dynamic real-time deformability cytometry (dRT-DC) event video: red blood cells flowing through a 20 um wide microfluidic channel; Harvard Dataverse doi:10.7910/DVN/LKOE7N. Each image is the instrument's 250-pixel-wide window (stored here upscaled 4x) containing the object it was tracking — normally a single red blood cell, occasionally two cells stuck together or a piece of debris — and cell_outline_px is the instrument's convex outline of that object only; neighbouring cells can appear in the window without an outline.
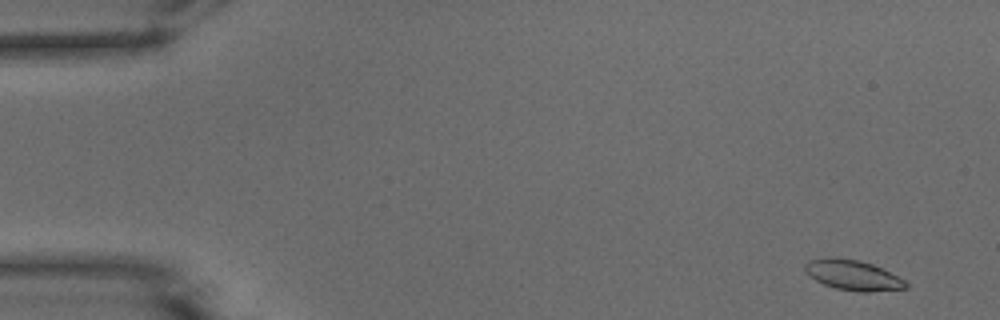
{"species": "common noctule bat (a hibernating species)", "species_latin": "Nyctalus noctula", "temperature_condition": "warm", "stored_images_in_passage": 52, "camera_frame_rate_fps": 3000, "um_per_image_px": 0.085, "animal": {"sex": "male", "body_mass_g": 15.6}, "frame": {"image": 1, "passage_image": 2, "time_ms": 0.333, "image_size_px": [1000, 320], "cell_outline_px": [[908, 288], [868, 292], [860, 292], [836, 288], [824, 284], [808, 276], [804, 272], [804, 264], [808, 260], [828, 256], [860, 260], [872, 264], [904, 280], [908, 284]], "centroid_in_image_um": [72.43, 23.37], "position_along_channel_um": 12.6, "area_um2": 17.8}}
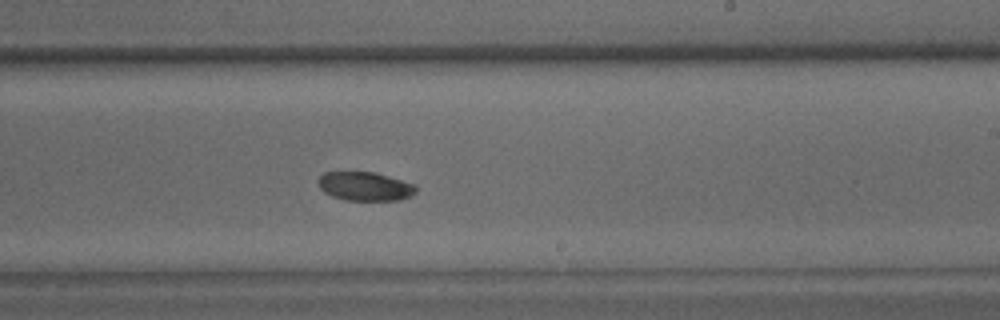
{"frame": {"image": 2, "passage_image": 31, "time_ms": 10.0, "image_size_px": [1000, 320], "cell_outline_px": [[416, 192], [412, 196], [400, 200], [348, 200], [332, 196], [324, 192], [320, 188], [316, 180], [324, 172], [376, 172], [416, 184]], "centroid_in_image_um": [31.04, 15.83], "position_along_channel_um": 258.0, "area_um2": 16.59}}
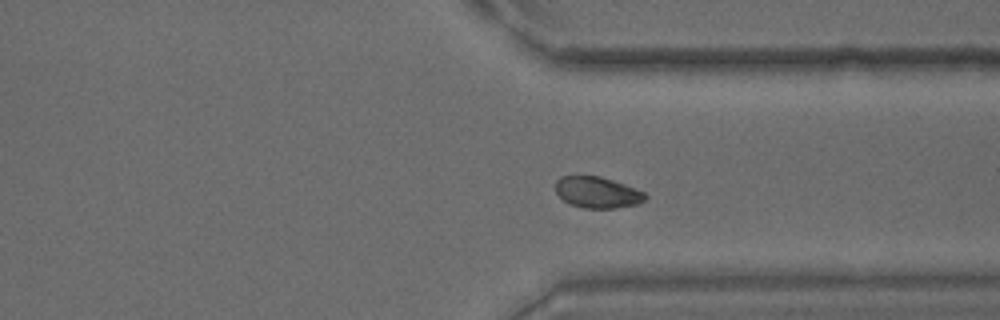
{"frame": {"image": 3, "passage_image": 39, "time_ms": 12.667, "image_size_px": [1000, 320], "cell_outline_px": [[648, 196], [640, 204], [616, 208], [584, 208], [568, 204], [556, 192], [556, 180], [560, 176], [600, 176], [624, 184], [644, 192]], "centroid_in_image_um": [50.78, 16.36], "position_along_channel_um": 360.6, "area_um2": 16.36}, "authors_computed_cell_mechanics": {"area_um2": 17.5134, "velocity_mm_per_s": 3.844, "shape_relaxation_time_tau1_ms": 5.8873, "shape_relaxation_time_tau2_ms": null, "deformation_change_tau1": 0.1829, "deformation_change_tau2": null}}